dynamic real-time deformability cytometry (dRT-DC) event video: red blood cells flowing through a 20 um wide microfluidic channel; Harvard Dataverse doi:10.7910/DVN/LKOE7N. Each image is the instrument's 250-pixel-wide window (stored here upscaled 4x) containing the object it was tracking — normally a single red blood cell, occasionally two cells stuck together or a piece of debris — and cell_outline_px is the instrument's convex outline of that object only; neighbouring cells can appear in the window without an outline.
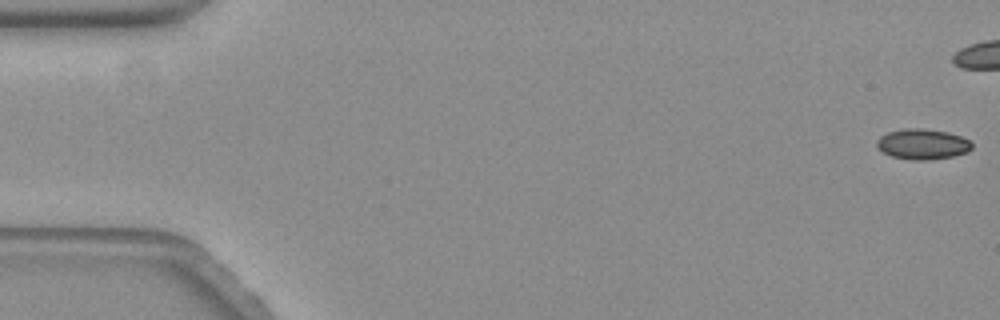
{"species": "common noctule bat (a hibernating species)", "species_latin": "Nyctalus noctula", "temperature_condition": "warm", "stored_images_in_passage": 10, "camera_frame_rate_fps": 3000, "um_per_image_px": 0.085, "animal": {"sex": "female", "body_mass_g": 19.3, "forearm_length_mm": 54.1}, "frame": {"image": 1, "passage_image": 1, "time_ms": 0.0, "image_size_px": [1000, 320], "cell_outline_px": [[972, 148], [968, 152], [952, 156], [928, 160], [912, 160], [892, 156], [884, 152], [876, 144], [876, 140], [880, 136], [888, 132], [904, 128], [920, 128], [948, 132], [960, 136], [968, 140], [972, 144]], "centroid_in_image_um": [78.42, 12.24], "position_along_channel_um": 6.6, "area_um2": 16.76}}